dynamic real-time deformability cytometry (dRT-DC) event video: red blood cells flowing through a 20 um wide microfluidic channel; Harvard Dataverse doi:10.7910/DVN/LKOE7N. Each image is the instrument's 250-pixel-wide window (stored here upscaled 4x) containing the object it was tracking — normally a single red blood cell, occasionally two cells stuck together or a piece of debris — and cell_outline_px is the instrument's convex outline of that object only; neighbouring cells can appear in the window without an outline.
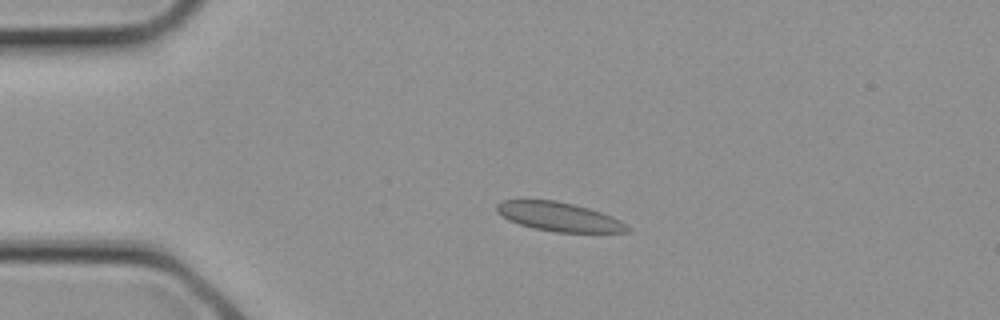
{"species": "common noctule bat (a hibernating species)", "species_latin": "Nyctalus noctula", "temperature_condition": "cold", "stored_images_in_passage": 1, "camera_frame_rate_fps": 3000, "um_per_image_px": 0.085, "animal": {"sex": "female", "body_mass_g": 21.9}, "frame": {"image": 1, "passage_image": 1, "time_ms": 0.0, "image_size_px": [1000, 320], "cell_outline_px": [[632, 228], [628, 232], [556, 232], [536, 228], [520, 224], [508, 220], [496, 212], [496, 204], [504, 200], [556, 200], [588, 208], [612, 216], [620, 220]], "centroid_in_image_um": [47.52, 18.42], "position_along_channel_um": 37.5, "area_um2": 21.91}}